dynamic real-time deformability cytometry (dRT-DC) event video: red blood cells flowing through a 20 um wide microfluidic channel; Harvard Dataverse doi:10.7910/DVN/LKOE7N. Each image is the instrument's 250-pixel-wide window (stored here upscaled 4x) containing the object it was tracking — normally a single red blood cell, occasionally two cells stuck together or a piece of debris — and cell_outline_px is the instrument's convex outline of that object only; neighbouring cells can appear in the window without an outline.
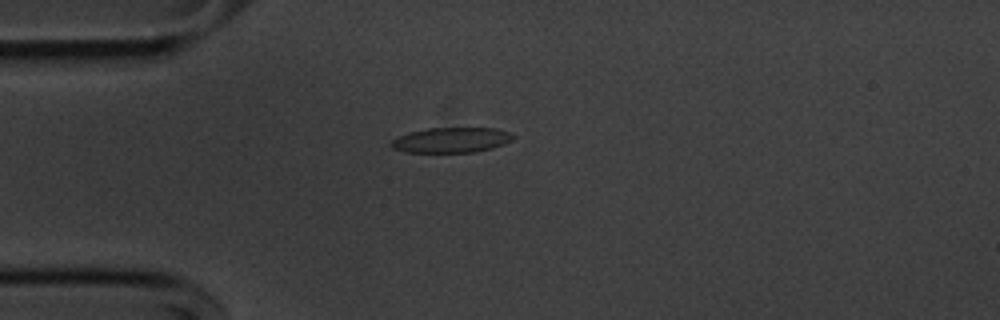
{"species": "common noctule bat (a hibernating species)", "species_latin": "Nyctalus noctula", "temperature_condition": "cold", "stored_images_in_passage": 45, "camera_frame_rate_fps": 3000, "um_per_image_px": 0.085, "animal": {"sex": "male", "body_mass_g": 20.1, "forearm_length_mm": 53.5}, "frame": {"image": 1, "passage_image": 4, "time_ms": 1.0, "image_size_px": [1000, 320], "cell_outline_px": [[516, 136], [512, 140], [504, 144], [492, 148], [476, 152], [404, 152], [392, 148], [388, 144], [392, 140], [400, 136], [412, 132], [428, 128], [496, 128], [512, 132]], "centroid_in_image_um": [38.41, 11.9], "position_along_channel_um": 46.6, "area_um2": 17.98}}
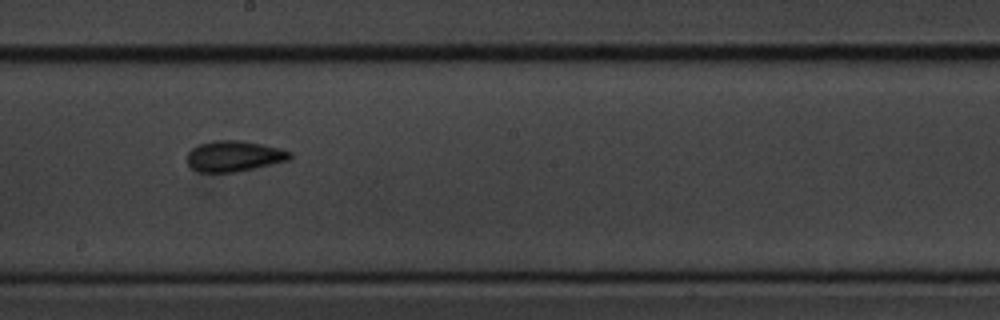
{"frame": {"image": 2, "passage_image": 20, "time_ms": 6.333, "image_size_px": [1000, 320], "cell_outline_px": [[292, 156], [288, 160], [236, 172], [200, 172], [192, 168], [188, 164], [188, 152], [192, 148], [200, 144], [212, 140], [244, 140], [280, 148], [292, 152]], "centroid_in_image_um": [19.9, 13.26], "position_along_channel_um": 228.3, "area_um2": 18.38}}
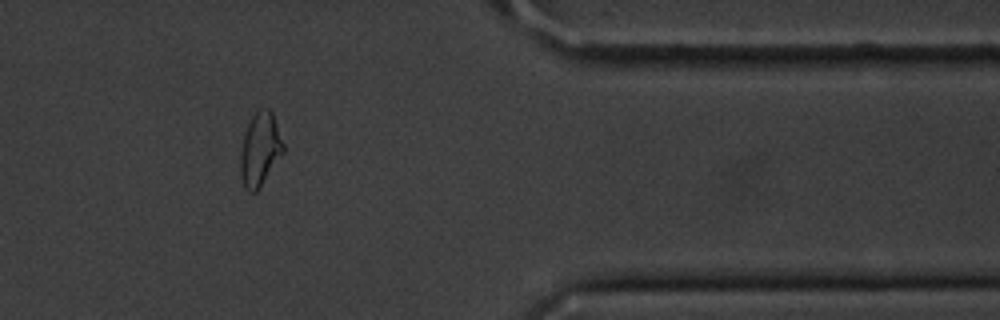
{"frame": {"image": 3, "passage_image": 35, "time_ms": 11.333, "image_size_px": [1000, 320], "cell_outline_px": [[284, 152], [256, 192], [248, 192], [244, 188], [240, 176], [240, 156], [244, 136], [248, 124], [252, 116], [260, 108], [268, 108], [272, 112], [284, 144]], "centroid_in_image_um": [22.1, 12.71], "position_along_channel_um": 389.3, "area_um2": 18.21}, "authors_computed_cell_mechanics": {"area_um2": 18.0914, "velocity_mm_per_s": 3.6487, "shape_relaxation_time_tau1_ms": 3.855, "shape_relaxation_time_tau2_ms": 2.4729, "deformation_change_tau1": 0.1257, "deformation_change_tau2": 0.0829}}